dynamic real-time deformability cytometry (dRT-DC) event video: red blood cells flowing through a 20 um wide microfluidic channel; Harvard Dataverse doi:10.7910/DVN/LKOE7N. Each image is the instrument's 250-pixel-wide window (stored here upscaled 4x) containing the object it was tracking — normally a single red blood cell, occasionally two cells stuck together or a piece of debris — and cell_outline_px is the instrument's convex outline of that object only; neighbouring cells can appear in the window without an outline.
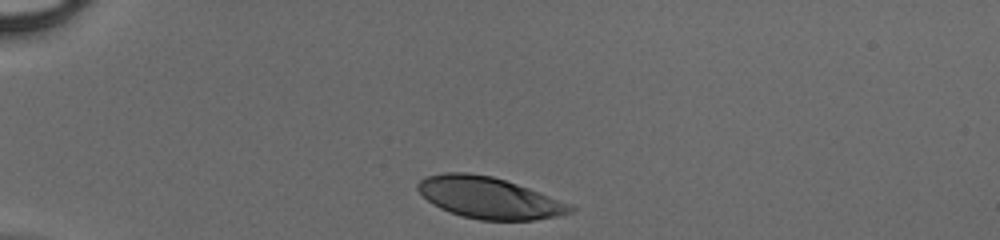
{"species": "human", "species_latin": "Homo sapiens", "temperature_condition": "cold", "stored_images_in_passage": 30, "camera_frame_rate_fps": 3000, "um_per_image_px": 0.085, "donor": {"sex": "male"}, "frame": {"image": 1, "passage_image": 1, "time_ms": 0.0, "image_size_px": [1000, 240], "cell_outline_px": [[576, 208], [572, 212], [556, 216], [532, 220], [480, 220], [448, 212], [432, 204], [416, 188], [416, 184], [420, 180], [428, 176], [444, 172], [468, 172], [492, 176], [528, 188], [568, 204]], "centroid_in_image_um": [41.51, 16.81], "position_along_channel_um": 43.5, "area_um2": 36.36}}
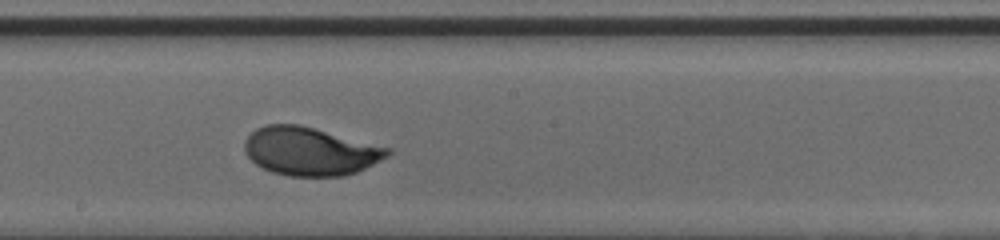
{"frame": {"image": 2, "passage_image": 17, "time_ms": 5.333, "image_size_px": [1000, 240], "cell_outline_px": [[392, 152], [388, 156], [356, 172], [344, 176], [288, 176], [272, 172], [256, 164], [244, 152], [244, 140], [256, 128], [264, 124], [300, 124], [392, 148]], "centroid_in_image_um": [26.35, 12.85], "position_along_channel_um": 221.8, "area_um2": 40.34}}
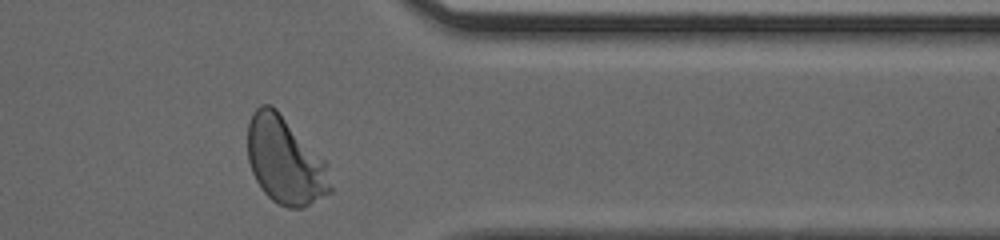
{"frame": {"image": 3, "passage_image": 29, "time_ms": 9.333, "image_size_px": [1000, 240], "cell_outline_px": [[332, 192], [300, 208], [288, 208], [272, 200], [264, 192], [256, 180], [252, 172], [248, 160], [248, 124], [252, 112], [260, 104], [272, 104], [276, 108], [328, 164], [332, 188]], "centroid_in_image_um": [24.23, 13.64], "position_along_channel_um": 387.2, "area_um2": 41.91}}